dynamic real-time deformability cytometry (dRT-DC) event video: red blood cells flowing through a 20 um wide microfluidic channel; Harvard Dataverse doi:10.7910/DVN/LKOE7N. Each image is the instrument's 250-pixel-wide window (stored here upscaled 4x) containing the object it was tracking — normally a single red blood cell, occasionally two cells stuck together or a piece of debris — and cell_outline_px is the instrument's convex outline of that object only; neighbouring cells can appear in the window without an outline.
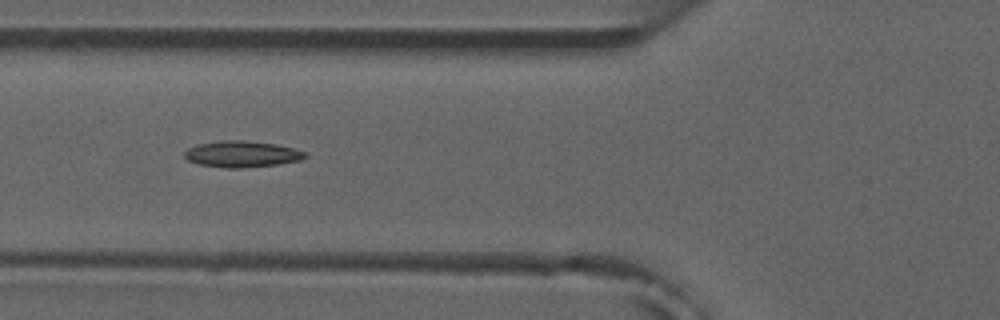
{"species": "common noctule bat (a hibernating species)", "species_latin": "Nyctalus noctula", "temperature_condition": "room temperature", "stored_images_in_passage": 9, "camera_frame_rate_fps": 3000, "um_per_image_px": 0.085, "animal": {"sex": "male", "forearm_length_mm": 52.5}, "frame": {"image": 1, "passage_image": 7, "time_ms": 7.0, "image_size_px": [1000, 320], "cell_outline_px": [[308, 156], [300, 160], [276, 164], [240, 168], [228, 168], [200, 164], [188, 160], [184, 156], [184, 152], [188, 148], [196, 144], [220, 140], [244, 140], [276, 144], [292, 148], [304, 152]], "centroid_in_image_um": [20.52, 13.08], "position_along_channel_um": 105.3, "area_um2": 18.32}}
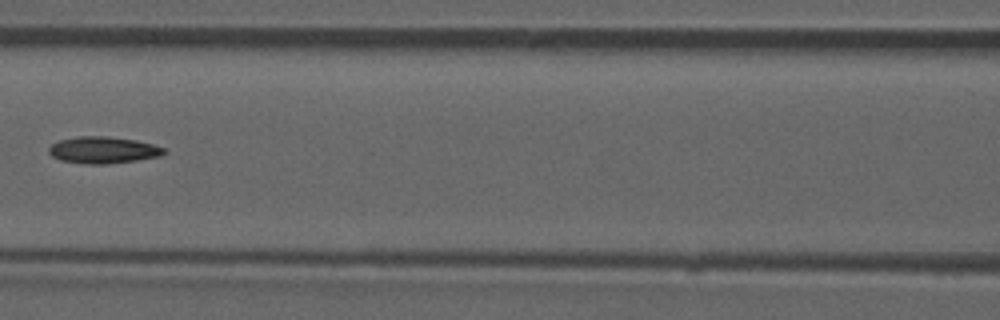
{"frame": {"image": 2, "passage_image": 8, "time_ms": 8.333, "image_size_px": [1000, 320], "cell_outline_px": [[168, 152], [160, 156], [136, 160], [104, 164], [84, 164], [60, 160], [52, 156], [48, 152], [48, 148], [52, 144], [60, 140], [80, 136], [108, 136], [136, 140], [152, 144], [164, 148]], "centroid_in_image_um": [8.76, 12.75], "position_along_channel_um": 157.8, "area_um2": 17.92}}